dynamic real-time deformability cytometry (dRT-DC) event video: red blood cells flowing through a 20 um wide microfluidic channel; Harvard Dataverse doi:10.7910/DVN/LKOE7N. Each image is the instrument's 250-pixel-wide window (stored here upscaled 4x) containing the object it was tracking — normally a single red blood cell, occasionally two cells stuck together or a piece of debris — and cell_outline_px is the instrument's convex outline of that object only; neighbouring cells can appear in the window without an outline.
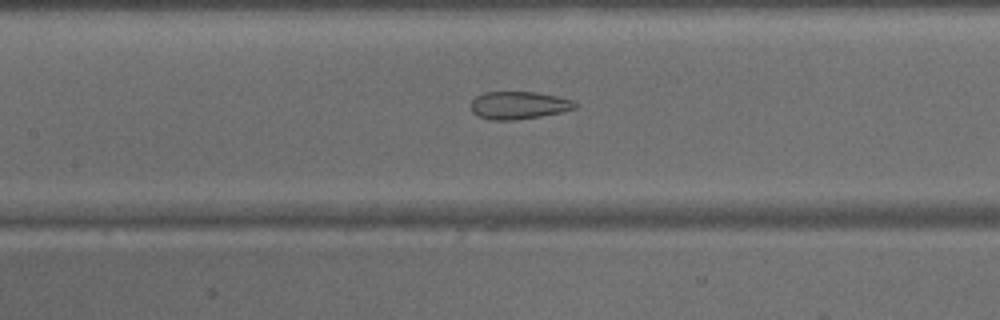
{"species": "common noctule bat (a hibernating species)", "species_latin": "Nyctalus noctula", "temperature_condition": "warm", "stored_images_in_passage": 37, "camera_frame_rate_fps": 3000, "um_per_image_px": 0.085, "animal": {"sex": "male", "body_mass_g": 15.6}, "frame": {"image": 1, "passage_image": 11, "time_ms": 3.333, "image_size_px": [1000, 320], "cell_outline_px": [[580, 104], [576, 108], [564, 112], [516, 120], [492, 120], [476, 116], [472, 112], [472, 100], [476, 96], [484, 92], [536, 92], [576, 100]], "centroid_in_image_um": [44.14, 8.95], "position_along_channel_um": 163.3, "area_um2": 17.05}}
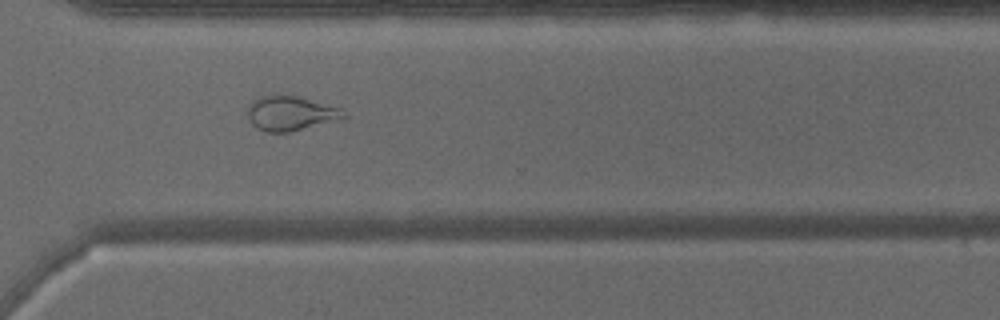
{"frame": {"image": 2, "passage_image": 24, "time_ms": 7.667, "image_size_px": [1000, 320], "cell_outline_px": [[348, 120], [288, 132], [268, 132], [256, 128], [248, 120], [248, 104], [252, 100], [260, 96], [272, 92], [296, 96], [340, 108], [348, 116]], "centroid_in_image_um": [24.73, 9.63], "position_along_channel_um": 345.9, "area_um2": 20.17}}
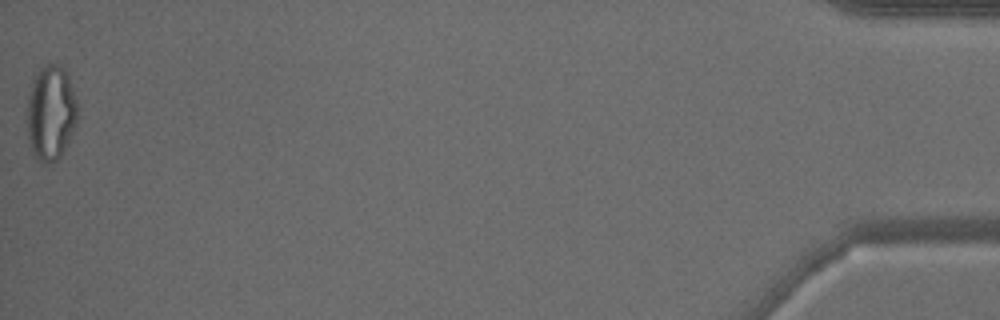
{"frame": {"image": 3, "passage_image": 37, "time_ms": 12.0, "image_size_px": [1000, 320], "cell_outline_px": [[76, 120], [68, 140], [60, 156], [56, 160], [48, 164], [44, 164], [36, 160], [28, 136], [24, 112], [28, 96], [36, 72], [44, 64], [60, 64], [64, 68], [68, 76], [76, 100]], "centroid_in_image_um": [4.26, 9.57], "position_along_channel_um": 430.9, "area_um2": 27.98}}